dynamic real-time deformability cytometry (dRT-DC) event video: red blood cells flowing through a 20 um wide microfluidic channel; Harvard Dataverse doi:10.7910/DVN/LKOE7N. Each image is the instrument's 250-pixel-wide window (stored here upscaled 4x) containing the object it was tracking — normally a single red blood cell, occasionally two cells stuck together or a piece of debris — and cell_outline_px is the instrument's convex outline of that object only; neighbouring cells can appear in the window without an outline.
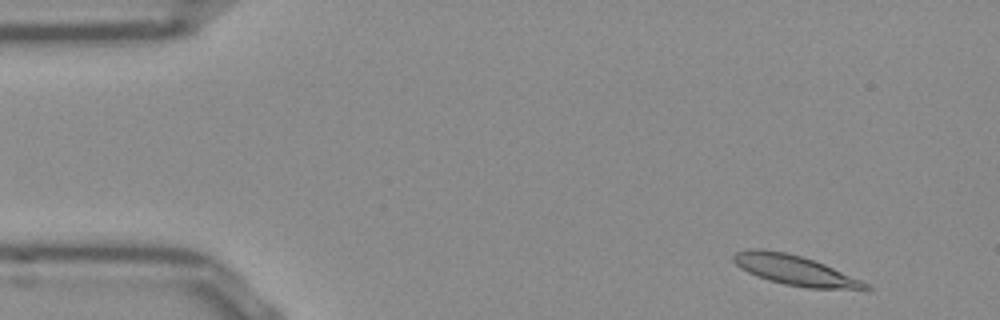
{"species": "Egyptian fruit bat (a non-hibernating species)", "species_latin": "Rousettus aegyptiacus", "temperature_condition": "room temperature", "stored_images_in_passage": 51, "camera_frame_rate_fps": 3000, "um_per_image_px": 0.085, "frame": {"image": 1, "passage_image": 3, "time_ms": 0.667, "image_size_px": [1000, 320], "cell_outline_px": [[872, 292], [808, 288], [784, 284], [768, 280], [756, 276], [740, 268], [732, 260], [732, 256], [736, 252], [748, 248], [756, 248], [784, 252], [800, 256], [824, 264], [860, 280], [868, 284], [872, 288]], "centroid_in_image_um": [67.63, 23.01], "position_along_channel_um": 17.4, "area_um2": 23.41}}
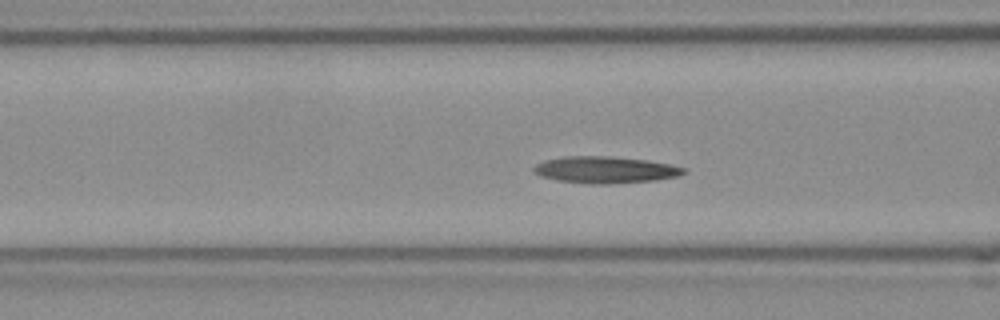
{"frame": {"image": 2, "passage_image": 18, "time_ms": 5.667, "image_size_px": [1000, 320], "cell_outline_px": [[688, 172], [680, 176], [656, 180], [608, 184], [592, 184], [556, 180], [540, 176], [532, 172], [532, 168], [536, 164], [544, 160], [564, 156], [608, 156], [648, 160], [672, 164], [688, 168]], "centroid_in_image_um": [51.48, 14.43], "position_along_channel_um": 115.1, "area_um2": 23.76}}
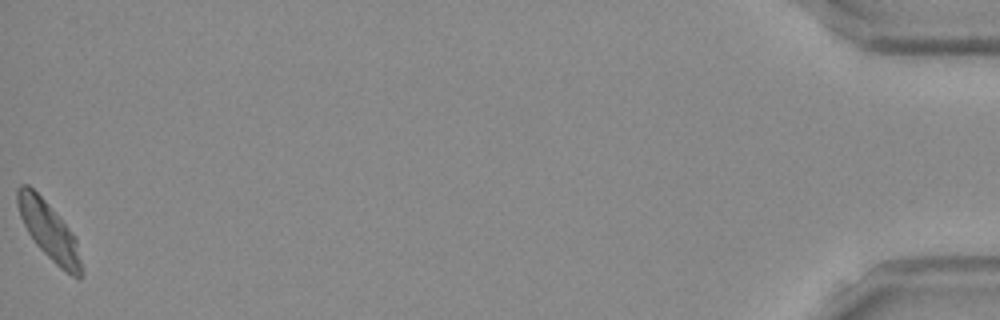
{"frame": {"image": 3, "passage_image": 51, "time_ms": 16.667, "image_size_px": [1000, 320], "cell_outline_px": [[84, 272], [80, 280], [72, 276], [60, 268], [36, 244], [28, 232], [20, 216], [16, 204], [16, 188], [20, 184], [28, 184], [44, 200], [68, 228], [76, 240]], "centroid_in_image_um": [4.15, 19.64], "position_along_channel_um": 431.1, "area_um2": 21.15}, "authors_computed_cell_mechanics": {"area_um2": 22.1952, "velocity_mm_per_s": 3.814, "shape_relaxation_time_tau1_ms": 7.0179, "shape_relaxation_time_tau2_ms": null, "deformation_change_tau1": 0.1776, "deformation_change_tau2": null}}